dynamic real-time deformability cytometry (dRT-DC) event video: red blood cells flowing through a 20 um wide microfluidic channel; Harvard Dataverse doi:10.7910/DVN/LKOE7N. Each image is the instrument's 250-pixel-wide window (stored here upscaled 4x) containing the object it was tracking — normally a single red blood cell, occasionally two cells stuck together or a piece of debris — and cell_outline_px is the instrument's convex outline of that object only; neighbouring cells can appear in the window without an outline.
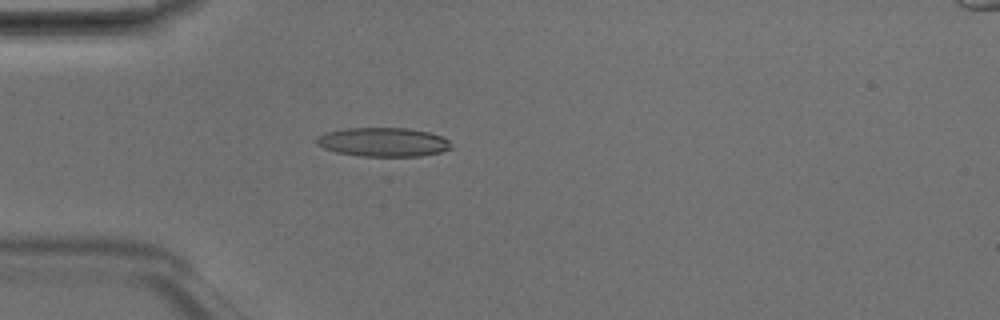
{"species": "Egyptian fruit bat (a non-hibernating species)", "species_latin": "Rousettus aegyptiacus", "temperature_condition": "room temperature", "stored_images_in_passage": 4, "camera_frame_rate_fps": 3000, "um_per_image_px": 0.085, "animal": {"sex": "male"}, "frame": {"image": 1, "passage_image": 4, "time_ms": 1.0, "image_size_px": [1000, 320], "cell_outline_px": [[452, 148], [440, 152], [420, 156], [360, 156], [336, 152], [324, 148], [316, 144], [316, 140], [324, 132], [344, 128], [408, 128], [428, 132], [440, 136], [448, 140]], "centroid_in_image_um": [32.55, 12.07], "position_along_channel_um": 52.5, "area_um2": 22.66}}